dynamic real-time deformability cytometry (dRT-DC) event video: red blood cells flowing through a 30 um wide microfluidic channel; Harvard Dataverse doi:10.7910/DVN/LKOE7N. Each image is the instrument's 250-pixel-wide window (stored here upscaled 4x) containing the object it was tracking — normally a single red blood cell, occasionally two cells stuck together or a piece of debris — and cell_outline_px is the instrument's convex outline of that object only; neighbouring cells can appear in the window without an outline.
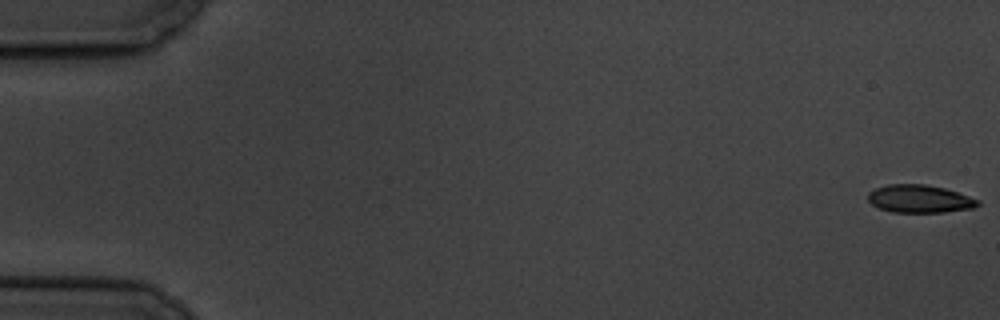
{"species": "common noctule bat (a hibernating species)", "species_latin": "Nyctalus noctula", "temperature_condition": "cold", "stored_images_in_passage": 6, "camera_frame_rate_fps": 3000, "um_per_image_px": 0.085, "animal": {"sex": "male", "body_mass_g": 19.5, "forearm_length_mm": 54.6}, "frame": {"image": 1, "passage_image": 1, "time_ms": 0.0, "image_size_px": [1000, 320], "cell_outline_px": [[980, 204], [972, 208], [944, 212], [892, 212], [880, 208], [872, 204], [868, 200], [868, 192], [876, 188], [888, 184], [924, 184], [944, 188], [980, 200]], "centroid_in_image_um": [78.15, 16.9], "position_along_channel_um": 6.8, "area_um2": 17.69}}
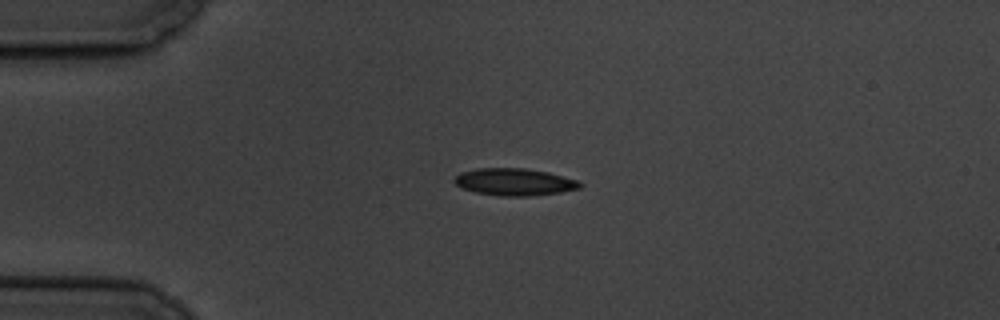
{"frame": {"image": 2, "passage_image": 5, "time_ms": 4.667, "image_size_px": [1000, 320], "cell_outline_px": [[584, 184], [580, 188], [560, 192], [532, 196], [500, 196], [476, 192], [464, 188], [456, 184], [452, 180], [460, 172], [476, 168], [524, 168], [548, 172], [576, 180]], "centroid_in_image_um": [43.72, 15.46], "position_along_channel_um": 41.3, "area_um2": 19.83}}